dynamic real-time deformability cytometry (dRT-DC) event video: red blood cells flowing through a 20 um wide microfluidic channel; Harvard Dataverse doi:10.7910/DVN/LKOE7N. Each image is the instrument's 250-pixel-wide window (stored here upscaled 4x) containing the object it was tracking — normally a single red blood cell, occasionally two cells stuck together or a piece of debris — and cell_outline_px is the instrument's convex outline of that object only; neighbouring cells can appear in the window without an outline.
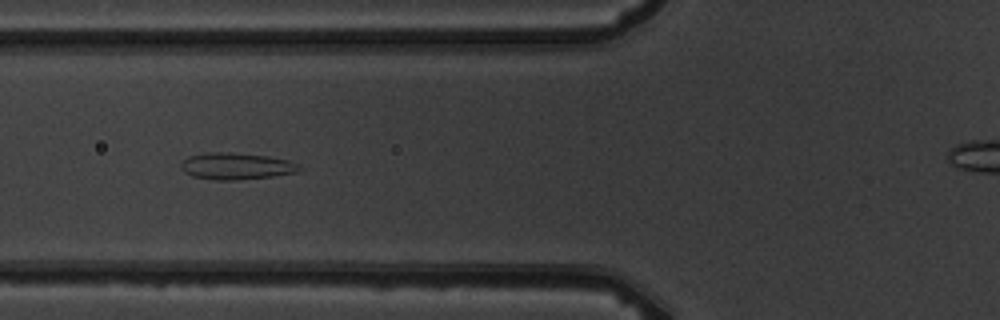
{"species": "common noctule bat (a hibernating species)", "species_latin": "Nyctalus noctula", "temperature_condition": "warm", "stored_images_in_passage": 8, "camera_frame_rate_fps": 3000, "um_per_image_px": 0.085, "animal": {"sex": "male", "body_mass_g": 19.5, "forearm_length_mm": 54.6}, "frame": {"image": 1, "passage_image": 6, "time_ms": 6.0, "image_size_px": [1000, 320], "cell_outline_px": [[300, 168], [296, 172], [272, 176], [236, 180], [216, 180], [192, 176], [184, 172], [180, 168], [180, 164], [188, 156], [204, 152], [232, 152], [268, 156], [288, 160], [296, 164]], "centroid_in_image_um": [20.01, 14.11], "position_along_channel_um": 105.8, "area_um2": 18.38}}
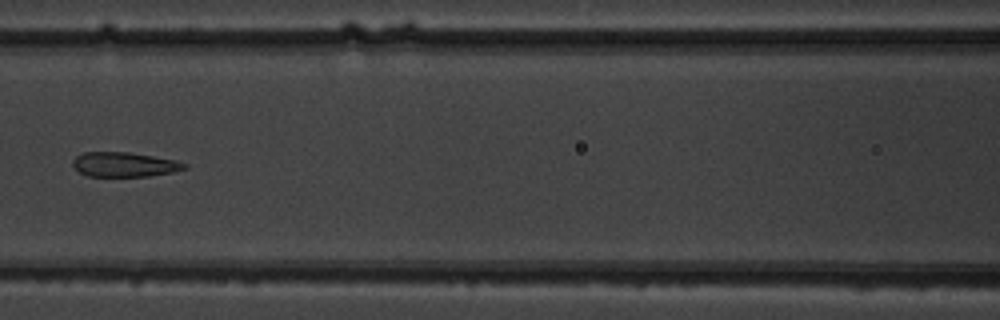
{"frame": {"image": 2, "passage_image": 7, "time_ms": 7.333, "image_size_px": [1000, 320], "cell_outline_px": [[188, 168], [172, 172], [148, 176], [88, 176], [80, 172], [72, 164], [72, 160], [76, 156], [84, 152], [128, 152], [176, 160], [188, 164]], "centroid_in_image_um": [10.58, 13.98], "position_along_channel_um": 156.0, "area_um2": 15.95}}
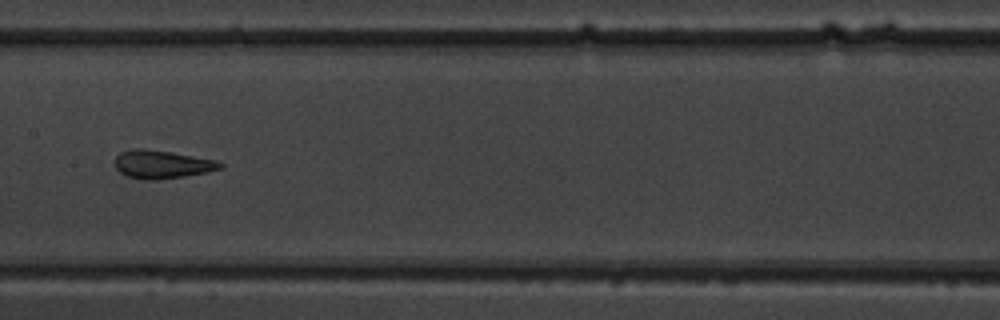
{"frame": {"image": 3, "passage_image": 8, "time_ms": 8.333, "image_size_px": [1000, 320], "cell_outline_px": [[224, 168], [208, 172], [184, 176], [156, 180], [144, 180], [128, 176], [120, 172], [116, 168], [116, 156], [120, 152], [132, 148], [144, 148], [172, 152], [216, 160], [224, 164]], "centroid_in_image_um": [13.79, 13.96], "position_along_channel_um": 193.6, "area_um2": 17.4}}